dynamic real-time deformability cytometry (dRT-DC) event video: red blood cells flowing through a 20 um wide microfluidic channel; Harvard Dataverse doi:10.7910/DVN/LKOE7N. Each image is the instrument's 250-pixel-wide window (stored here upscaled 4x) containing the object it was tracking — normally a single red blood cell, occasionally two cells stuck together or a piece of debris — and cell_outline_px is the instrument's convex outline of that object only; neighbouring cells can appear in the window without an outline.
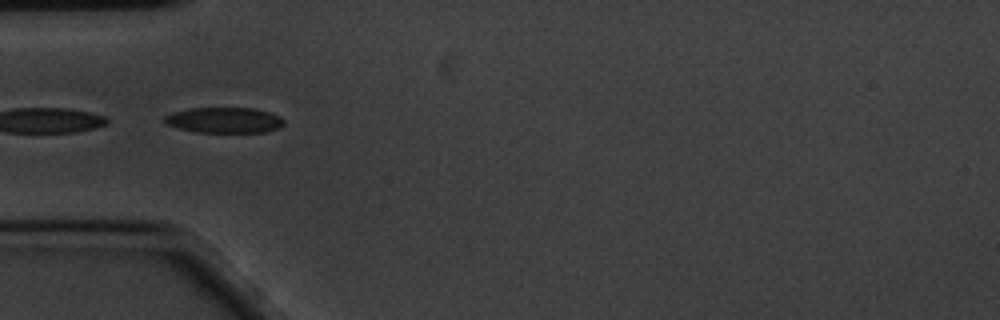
{"species": "common noctule bat (a hibernating species)", "species_latin": "Nyctalus noctula", "temperature_condition": "cold", "stored_images_in_passage": 13, "camera_frame_rate_fps": 3000, "um_per_image_px": 0.085, "animal": {"sex": "male", "body_mass_g": 20.1, "forearm_length_mm": 53.5}, "frame": {"image": 1, "passage_image": 4, "time_ms": 1.0, "image_size_px": [1000, 320], "cell_outline_px": [[284, 124], [280, 128], [264, 132], [196, 132], [180, 128], [168, 124], [164, 120], [164, 116], [172, 112], [192, 108], [252, 108], [268, 112], [280, 116], [284, 120]], "centroid_in_image_um": [19.09, 10.21], "position_along_channel_um": 65.9, "area_um2": 17.69}}
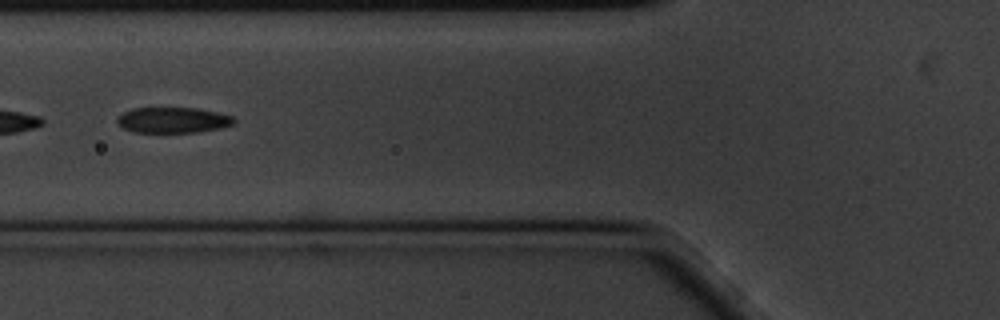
{"frame": {"image": 2, "passage_image": 8, "time_ms": 2.333, "image_size_px": [1000, 320], "cell_outline_px": [[236, 120], [232, 124], [220, 128], [200, 132], [132, 132], [120, 128], [116, 124], [116, 120], [124, 112], [132, 108], [196, 108], [216, 112], [232, 116]], "centroid_in_image_um": [14.65, 10.21], "position_along_channel_um": 111.1, "area_um2": 17.51}}